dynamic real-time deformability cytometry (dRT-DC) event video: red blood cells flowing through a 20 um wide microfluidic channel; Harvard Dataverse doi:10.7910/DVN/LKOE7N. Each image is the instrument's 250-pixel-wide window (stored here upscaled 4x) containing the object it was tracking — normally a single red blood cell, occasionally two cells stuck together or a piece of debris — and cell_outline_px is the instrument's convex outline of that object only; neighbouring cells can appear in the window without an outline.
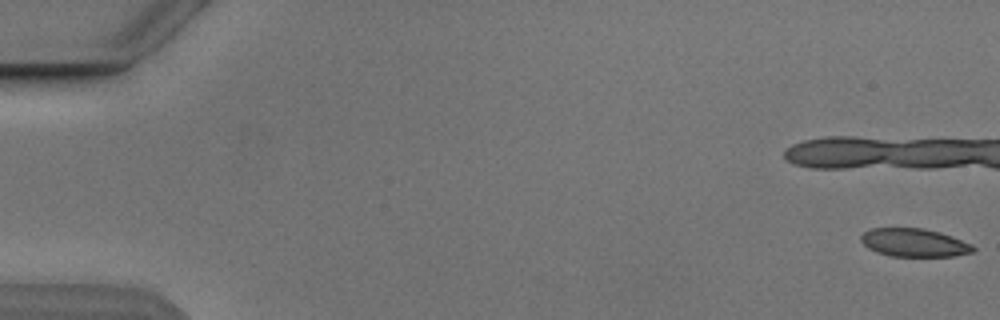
{"species": "Egyptian fruit bat (a non-hibernating species)", "species_latin": "Rousettus aegyptiacus", "temperature_condition": "cold", "stored_images_in_passage": 7, "camera_frame_rate_fps": 3000, "um_per_image_px": 0.085, "animal": {"sex": "male"}, "frame": {"image": 1, "passage_image": 1, "time_ms": 0.0, "image_size_px": [1000, 320], "cell_outline_px": [[976, 248], [972, 252], [956, 256], [888, 256], [876, 252], [868, 248], [860, 240], [860, 236], [864, 232], [872, 228], [924, 228], [940, 232], [952, 236], [972, 244]], "centroid_in_image_um": [77.7, 20.62], "position_along_channel_um": 7.3, "area_um2": 18.55}}